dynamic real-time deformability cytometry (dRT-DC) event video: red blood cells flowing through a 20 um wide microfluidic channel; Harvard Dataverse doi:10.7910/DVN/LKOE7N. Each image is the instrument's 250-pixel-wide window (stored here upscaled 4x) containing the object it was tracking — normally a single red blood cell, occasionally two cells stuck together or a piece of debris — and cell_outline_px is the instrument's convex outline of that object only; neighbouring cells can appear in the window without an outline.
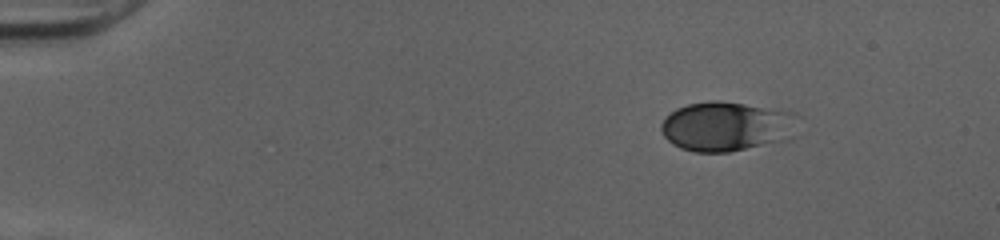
{"species": "human", "species_latin": "Homo sapiens", "temperature_condition": "cold", "stored_images_in_passage": 45, "camera_frame_rate_fps": 3000, "um_per_image_px": 0.085, "donor": {"sex": "female"}, "frame": {"image": 1, "passage_image": 1, "time_ms": 0.0, "image_size_px": [1000, 240], "cell_outline_px": [[800, 116], [792, 136], [788, 140], [728, 152], [696, 152], [680, 148], [672, 144], [664, 136], [660, 128], [660, 124], [676, 108], [688, 104], [712, 100], [720, 100], [796, 112]], "centroid_in_image_um": [61.8, 10.74], "position_along_channel_um": 23.2, "area_um2": 39.82}}
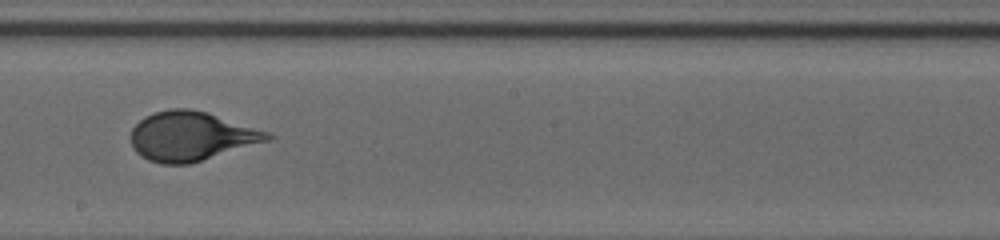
{"frame": {"image": 2, "passage_image": 24, "time_ms": 7.667, "image_size_px": [1000, 240], "cell_outline_px": [[276, 136], [272, 140], [192, 164], [160, 164], [148, 160], [140, 156], [136, 152], [132, 144], [132, 128], [144, 116], [168, 108], [188, 108], [208, 112], [268, 132]], "centroid_in_image_um": [16.28, 11.59], "position_along_channel_um": 231.9, "area_um2": 39.54}}
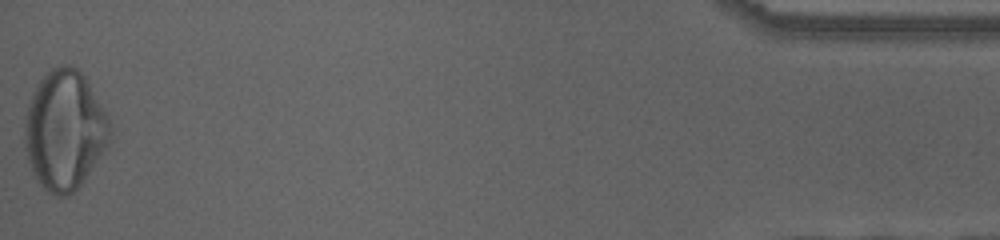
{"frame": {"image": 3, "passage_image": 45, "time_ms": 14.667, "image_size_px": [1000, 240], "cell_outline_px": [[112, 140], [80, 184], [68, 196], [56, 196], [48, 192], [36, 180], [32, 172], [24, 148], [24, 116], [32, 92], [36, 84], [52, 68], [60, 64], [68, 64], [76, 68], [84, 76], [108, 116], [112, 136]], "centroid_in_image_um": [5.47, 11.06], "position_along_channel_um": 429.7, "area_um2": 59.48}, "authors_computed_cell_mechanics": {"area_um2": 39.1884, "velocity_mm_per_s": 4.0218, "shape_relaxation_time_tau1_ms": 4.2961, "shape_relaxation_time_tau2_ms": null, "deformation_change_tau1": 0.1622, "deformation_change_tau2": null}}